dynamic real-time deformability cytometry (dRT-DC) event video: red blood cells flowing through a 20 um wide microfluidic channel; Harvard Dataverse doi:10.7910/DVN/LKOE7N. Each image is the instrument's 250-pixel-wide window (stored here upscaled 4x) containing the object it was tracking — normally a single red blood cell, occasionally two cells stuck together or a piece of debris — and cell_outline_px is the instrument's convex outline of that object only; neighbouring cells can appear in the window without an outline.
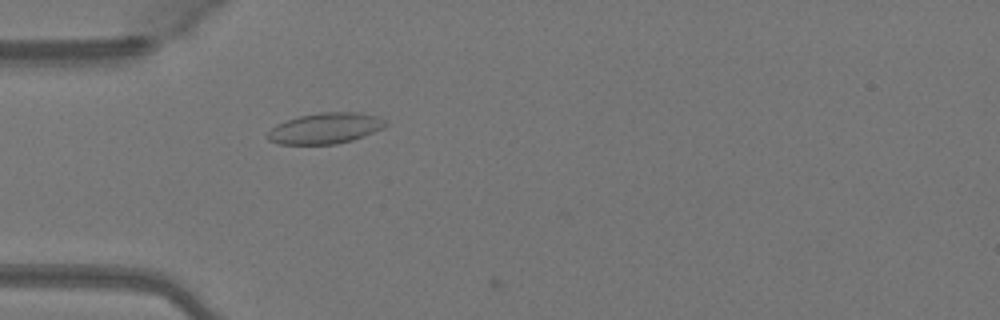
{"species": "Egyptian fruit bat (a non-hibernating species)", "species_latin": "Rousettus aegyptiacus", "temperature_condition": "warm", "stored_images_in_passage": 2, "camera_frame_rate_fps": 3000, "um_per_image_px": 0.085, "animal": {"sex": "female"}, "frame": {"image": 1, "passage_image": 1, "time_ms": 0.0, "image_size_px": [1000, 320], "cell_outline_px": [[388, 124], [384, 128], [364, 136], [352, 140], [336, 144], [276, 144], [268, 140], [268, 132], [276, 124], [300, 116], [320, 112], [360, 112], [376, 116], [388, 120]], "centroid_in_image_um": [27.69, 10.9], "position_along_channel_um": 57.3, "area_um2": 21.27}}